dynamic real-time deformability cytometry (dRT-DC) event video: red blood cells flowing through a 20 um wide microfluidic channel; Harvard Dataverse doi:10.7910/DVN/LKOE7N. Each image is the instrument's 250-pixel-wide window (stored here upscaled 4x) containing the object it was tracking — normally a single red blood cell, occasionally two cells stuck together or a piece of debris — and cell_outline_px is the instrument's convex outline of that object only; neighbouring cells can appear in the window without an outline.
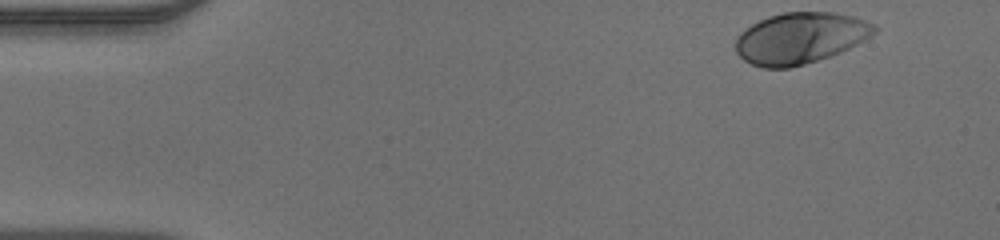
{"species": "human", "species_latin": "Homo sapiens", "temperature_condition": "warm", "stored_images_in_passage": 46, "camera_frame_rate_fps": 3000, "um_per_image_px": 0.085, "donor": {"sex": "male"}, "frame": {"image": 1, "passage_image": 1, "time_ms": 0.0, "image_size_px": [1000, 240], "cell_outline_px": [[880, 28], [876, 32], [856, 44], [840, 52], [804, 64], [788, 68], [764, 68], [752, 64], [744, 60], [736, 52], [736, 36], [740, 32], [752, 24], [768, 16], [784, 12], [832, 12], [852, 16], [876, 24]], "centroid_in_image_um": [68.01, 3.23], "position_along_channel_um": 17.0, "area_um2": 41.21}}
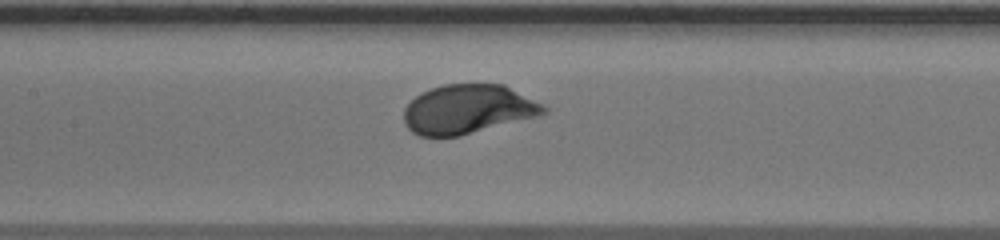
{"frame": {"image": 2, "passage_image": 20, "time_ms": 6.333, "image_size_px": [1000, 240], "cell_outline_px": [[548, 112], [540, 116], [460, 136], [420, 136], [412, 132], [404, 124], [404, 108], [420, 92], [444, 84], [504, 84], [544, 104], [548, 108]], "centroid_in_image_um": [39.8, 9.29], "position_along_channel_um": 167.6, "area_um2": 40.4}}
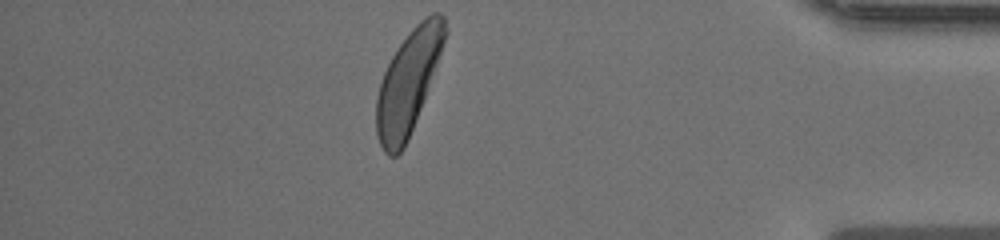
{"frame": {"image": 3, "passage_image": 40, "time_ms": 13.0, "image_size_px": [1000, 240], "cell_outline_px": [[448, 32], [420, 108], [408, 140], [404, 148], [396, 156], [388, 156], [384, 152], [376, 136], [376, 96], [384, 72], [396, 48], [412, 28], [420, 20], [432, 12], [440, 12], [444, 16], [448, 28]], "centroid_in_image_um": [34.68, 6.97], "position_along_channel_um": 400.5, "area_um2": 40.69}}